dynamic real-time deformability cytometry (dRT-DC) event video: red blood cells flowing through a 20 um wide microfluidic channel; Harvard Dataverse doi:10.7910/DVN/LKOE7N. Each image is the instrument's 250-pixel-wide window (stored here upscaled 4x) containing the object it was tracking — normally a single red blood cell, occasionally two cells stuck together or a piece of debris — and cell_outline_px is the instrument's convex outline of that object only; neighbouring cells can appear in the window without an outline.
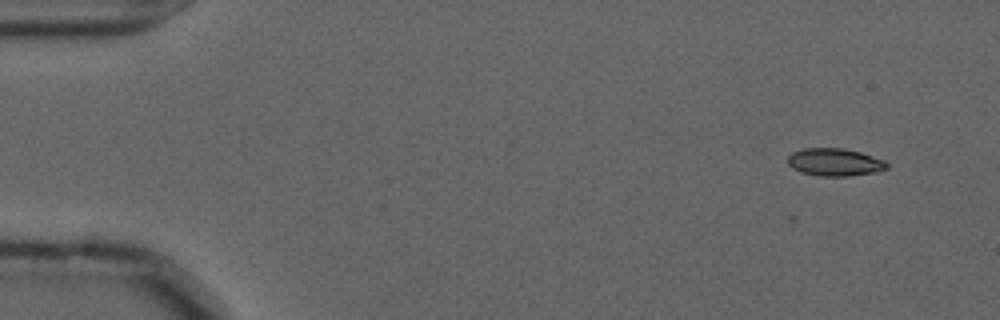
{"species": "common noctule bat (a hibernating species)", "species_latin": "Nyctalus noctula", "temperature_condition": "cold", "stored_images_in_passage": 5, "camera_frame_rate_fps": 3000, "um_per_image_px": 0.085, "animal": {"sex": "male", "forearm_length_mm": 52.5}, "frame": {"image": 1, "passage_image": 1, "time_ms": 0.0, "image_size_px": [1000, 320], "cell_outline_px": [[888, 168], [876, 172], [848, 176], [820, 176], [800, 172], [792, 168], [788, 164], [788, 156], [792, 152], [804, 148], [844, 148], [860, 152], [884, 160], [888, 164]], "centroid_in_image_um": [70.94, 13.78], "position_along_channel_um": 14.1, "area_um2": 16.01}}